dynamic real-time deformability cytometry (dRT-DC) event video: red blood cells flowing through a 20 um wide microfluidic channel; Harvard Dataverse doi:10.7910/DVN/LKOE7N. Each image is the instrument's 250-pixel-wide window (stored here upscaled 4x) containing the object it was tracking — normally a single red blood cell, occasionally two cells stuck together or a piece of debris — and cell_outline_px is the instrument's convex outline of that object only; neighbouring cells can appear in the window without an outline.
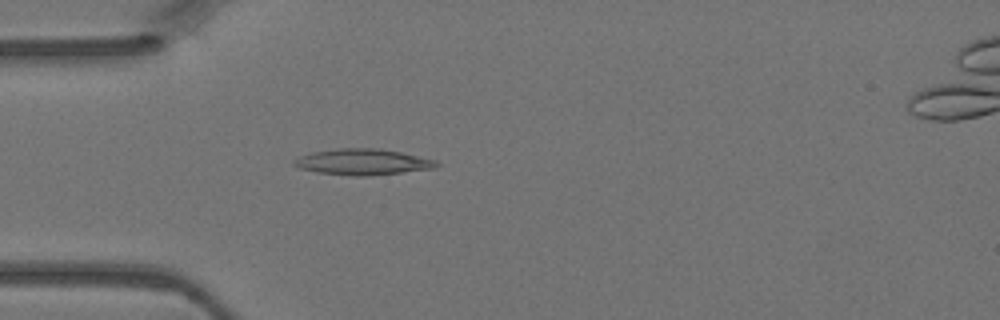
{"species": "Egyptian fruit bat (a non-hibernating species)", "species_latin": "Rousettus aegyptiacus", "temperature_condition": "warm", "stored_images_in_passage": 4, "camera_frame_rate_fps": 3000, "um_per_image_px": 0.085, "animal": {"sex": "female"}, "frame": {"image": 1, "passage_image": 3, "time_ms": 0.667, "image_size_px": [1000, 320], "cell_outline_px": [[440, 164], [432, 168], [368, 176], [352, 176], [316, 172], [300, 168], [292, 164], [292, 160], [300, 156], [312, 152], [336, 148], [380, 148], [400, 152], [436, 160]], "centroid_in_image_um": [30.77, 13.76], "position_along_channel_um": 54.2, "area_um2": 21.5}}